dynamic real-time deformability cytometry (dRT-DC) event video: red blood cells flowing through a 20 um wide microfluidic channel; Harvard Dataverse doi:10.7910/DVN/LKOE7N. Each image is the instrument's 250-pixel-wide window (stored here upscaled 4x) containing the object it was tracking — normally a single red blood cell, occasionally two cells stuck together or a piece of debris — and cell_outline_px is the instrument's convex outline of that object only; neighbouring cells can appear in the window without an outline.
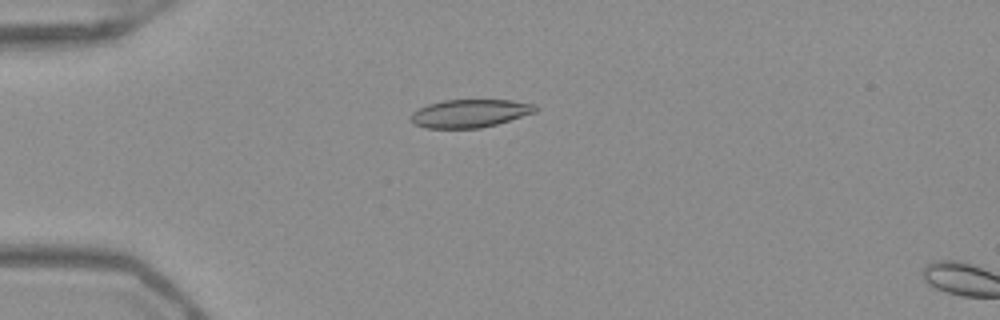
{"species": "Egyptian fruit bat (a non-hibernating species)", "species_latin": "Rousettus aegyptiacus", "temperature_condition": "warm", "stored_images_in_passage": 10, "camera_frame_rate_fps": 3000, "um_per_image_px": 0.085, "frame": {"image": 1, "passage_image": 7, "time_ms": 2.0, "image_size_px": [1000, 320], "cell_outline_px": [[540, 108], [536, 112], [496, 124], [480, 128], [424, 128], [412, 124], [412, 112], [428, 104], [444, 100], [512, 100], [536, 104]], "centroid_in_image_um": [39.97, 9.63], "position_along_channel_um": 45.0, "area_um2": 20.4}}